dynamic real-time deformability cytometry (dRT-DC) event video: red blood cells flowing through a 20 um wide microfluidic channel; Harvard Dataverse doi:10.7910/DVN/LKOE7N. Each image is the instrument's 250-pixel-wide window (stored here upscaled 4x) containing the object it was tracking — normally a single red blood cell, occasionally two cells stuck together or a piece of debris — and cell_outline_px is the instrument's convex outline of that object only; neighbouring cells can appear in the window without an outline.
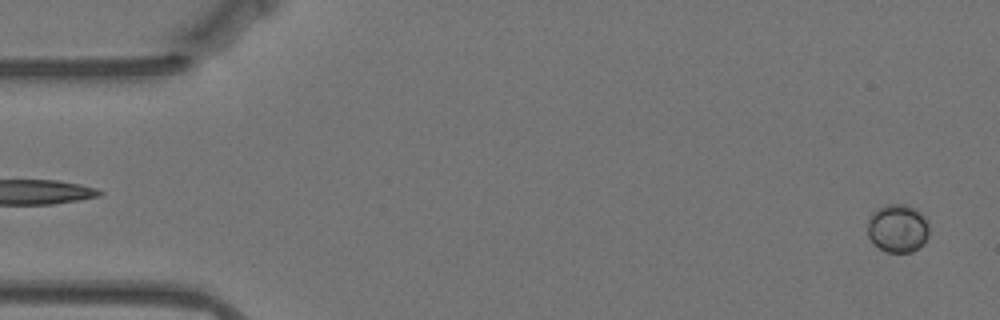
{"species": "Egyptian fruit bat (a non-hibernating species)", "species_latin": "Rousettus aegyptiacus", "temperature_condition": "warm", "stored_images_in_passage": 57, "camera_frame_rate_fps": 3000, "um_per_image_px": 0.085, "animal": {"sex": "female"}, "frame": {"image": 1, "passage_image": 2, "time_ms": 0.333, "image_size_px": [1000, 320], "cell_outline_px": [[928, 236], [924, 244], [912, 252], [888, 252], [880, 248], [868, 236], [868, 216], [872, 212], [888, 204], [908, 204], [916, 208], [924, 216], [928, 224]], "centroid_in_image_um": [76.32, 19.39], "position_along_channel_um": 8.7, "area_um2": 17.34}}
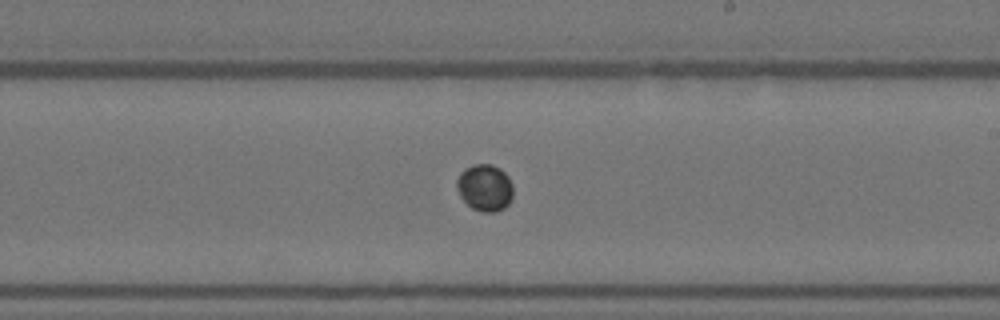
{"frame": {"image": 2, "passage_image": 33, "time_ms": 10.667, "image_size_px": [1000, 320], "cell_outline_px": [[512, 200], [504, 208], [496, 212], [480, 212], [472, 208], [460, 196], [456, 188], [456, 180], [460, 172], [464, 168], [472, 164], [492, 164], [500, 168], [508, 176], [512, 184]], "centroid_in_image_um": [41.2, 15.94], "position_along_channel_um": 247.8, "area_um2": 15.61}}
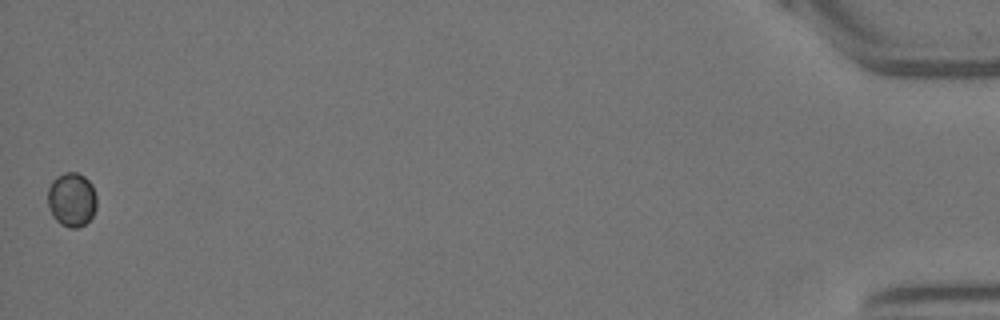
{"frame": {"image": 3, "passage_image": 57, "time_ms": 18.667, "image_size_px": [1000, 320], "cell_outline_px": [[96, 208], [92, 216], [84, 224], [76, 228], [68, 228], [60, 224], [52, 216], [48, 208], [48, 188], [52, 180], [56, 176], [64, 172], [76, 172], [84, 176], [92, 184], [96, 196]], "centroid_in_image_um": [6.08, 16.96], "position_along_channel_um": 429.1, "area_um2": 15.61}, "authors_computed_cell_mechanics": {"area_um2": 15.2014, "velocity_mm_per_s": 3.4989, "shape_relaxation_time_tau1_ms": 1.8505, "shape_relaxation_time_tau2_ms": null, "deformation_change_tau1": 0.0079, "deformation_change_tau2": null}}